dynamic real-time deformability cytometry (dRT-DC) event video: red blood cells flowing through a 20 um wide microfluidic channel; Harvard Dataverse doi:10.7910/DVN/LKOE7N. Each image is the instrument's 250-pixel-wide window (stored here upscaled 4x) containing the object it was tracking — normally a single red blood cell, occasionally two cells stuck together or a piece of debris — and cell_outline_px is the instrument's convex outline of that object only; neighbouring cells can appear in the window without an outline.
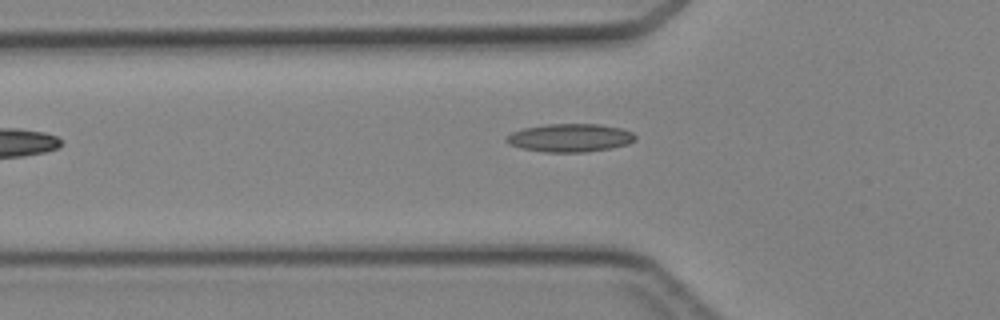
{"species": "Egyptian fruit bat (a non-hibernating species)", "species_latin": "Rousettus aegyptiacus", "temperature_condition": "cold", "stored_images_in_passage": 4, "camera_frame_rate_fps": 3000, "um_per_image_px": 0.085, "animal": {"sex": "female"}, "frame": {"image": 1, "passage_image": 4, "time_ms": 4.333, "image_size_px": [1000, 320], "cell_outline_px": [[636, 140], [628, 144], [588, 152], [544, 152], [520, 148], [508, 144], [504, 140], [512, 132], [524, 128], [544, 124], [600, 124], [620, 128], [632, 132], [636, 136]], "centroid_in_image_um": [48.44, 11.71], "position_along_channel_um": 77.4, "area_um2": 21.21}}